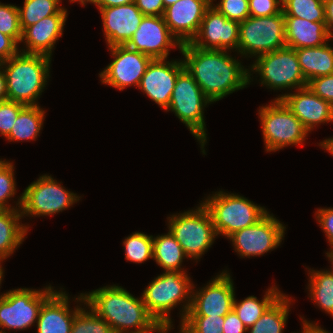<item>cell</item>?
I'll list each match as a JSON object with an SVG mask.
<instances>
[{
    "instance_id": "cell-1",
    "label": "cell",
    "mask_w": 333,
    "mask_h": 333,
    "mask_svg": "<svg viewBox=\"0 0 333 333\" xmlns=\"http://www.w3.org/2000/svg\"><path fill=\"white\" fill-rule=\"evenodd\" d=\"M180 51L185 57L184 68L212 102L249 84L251 74L248 69H244L226 50L201 49L186 43Z\"/></svg>"
},
{
    "instance_id": "cell-2",
    "label": "cell",
    "mask_w": 333,
    "mask_h": 333,
    "mask_svg": "<svg viewBox=\"0 0 333 333\" xmlns=\"http://www.w3.org/2000/svg\"><path fill=\"white\" fill-rule=\"evenodd\" d=\"M88 304L97 315L105 319L114 333H150L158 331L167 333L168 328L160 325L148 312L142 297L135 298L120 286H107L82 294L77 298Z\"/></svg>"
},
{
    "instance_id": "cell-3",
    "label": "cell",
    "mask_w": 333,
    "mask_h": 333,
    "mask_svg": "<svg viewBox=\"0 0 333 333\" xmlns=\"http://www.w3.org/2000/svg\"><path fill=\"white\" fill-rule=\"evenodd\" d=\"M51 58L41 54L20 51L0 65L5 69L9 101L37 105L36 99L47 84ZM7 65V66H6ZM6 66V67H5Z\"/></svg>"
},
{
    "instance_id": "cell-4",
    "label": "cell",
    "mask_w": 333,
    "mask_h": 333,
    "mask_svg": "<svg viewBox=\"0 0 333 333\" xmlns=\"http://www.w3.org/2000/svg\"><path fill=\"white\" fill-rule=\"evenodd\" d=\"M190 277L183 271H165L156 277L143 291L142 300L148 312L162 326L171 329L169 311L176 307L178 302L189 299L183 305L182 321H184L192 303V287ZM189 295V296H188Z\"/></svg>"
},
{
    "instance_id": "cell-5",
    "label": "cell",
    "mask_w": 333,
    "mask_h": 333,
    "mask_svg": "<svg viewBox=\"0 0 333 333\" xmlns=\"http://www.w3.org/2000/svg\"><path fill=\"white\" fill-rule=\"evenodd\" d=\"M209 211L217 234L227 238L233 233L256 224L268 212L248 199L222 191L202 203Z\"/></svg>"
},
{
    "instance_id": "cell-6",
    "label": "cell",
    "mask_w": 333,
    "mask_h": 333,
    "mask_svg": "<svg viewBox=\"0 0 333 333\" xmlns=\"http://www.w3.org/2000/svg\"><path fill=\"white\" fill-rule=\"evenodd\" d=\"M212 101L202 92L194 78L184 69L177 77L166 110L175 112L176 116L189 128L190 132L200 141L205 154L206 130L203 108Z\"/></svg>"
},
{
    "instance_id": "cell-7",
    "label": "cell",
    "mask_w": 333,
    "mask_h": 333,
    "mask_svg": "<svg viewBox=\"0 0 333 333\" xmlns=\"http://www.w3.org/2000/svg\"><path fill=\"white\" fill-rule=\"evenodd\" d=\"M169 231L181 245L185 256L199 259L218 236L211 215L201 203L200 207L169 217Z\"/></svg>"
},
{
    "instance_id": "cell-8",
    "label": "cell",
    "mask_w": 333,
    "mask_h": 333,
    "mask_svg": "<svg viewBox=\"0 0 333 333\" xmlns=\"http://www.w3.org/2000/svg\"><path fill=\"white\" fill-rule=\"evenodd\" d=\"M286 47L283 11L264 17L249 16L239 22L238 52L257 57Z\"/></svg>"
},
{
    "instance_id": "cell-9",
    "label": "cell",
    "mask_w": 333,
    "mask_h": 333,
    "mask_svg": "<svg viewBox=\"0 0 333 333\" xmlns=\"http://www.w3.org/2000/svg\"><path fill=\"white\" fill-rule=\"evenodd\" d=\"M266 151L302 143L308 130L281 99L259 110Z\"/></svg>"
},
{
    "instance_id": "cell-10",
    "label": "cell",
    "mask_w": 333,
    "mask_h": 333,
    "mask_svg": "<svg viewBox=\"0 0 333 333\" xmlns=\"http://www.w3.org/2000/svg\"><path fill=\"white\" fill-rule=\"evenodd\" d=\"M251 70L259 73L261 84L275 90L307 86L296 51L289 47L258 56Z\"/></svg>"
},
{
    "instance_id": "cell-11",
    "label": "cell",
    "mask_w": 333,
    "mask_h": 333,
    "mask_svg": "<svg viewBox=\"0 0 333 333\" xmlns=\"http://www.w3.org/2000/svg\"><path fill=\"white\" fill-rule=\"evenodd\" d=\"M51 286L45 290L26 288L10 290L0 297V327L23 330L37 322L44 301L53 293ZM0 333H6L0 330Z\"/></svg>"
},
{
    "instance_id": "cell-12",
    "label": "cell",
    "mask_w": 333,
    "mask_h": 333,
    "mask_svg": "<svg viewBox=\"0 0 333 333\" xmlns=\"http://www.w3.org/2000/svg\"><path fill=\"white\" fill-rule=\"evenodd\" d=\"M76 194L67 191L51 176H40L22 193L17 205L21 215L46 216L67 209L80 200Z\"/></svg>"
},
{
    "instance_id": "cell-13",
    "label": "cell",
    "mask_w": 333,
    "mask_h": 333,
    "mask_svg": "<svg viewBox=\"0 0 333 333\" xmlns=\"http://www.w3.org/2000/svg\"><path fill=\"white\" fill-rule=\"evenodd\" d=\"M285 226L267 213L256 224L239 230L228 238L241 257L259 256L279 246Z\"/></svg>"
},
{
    "instance_id": "cell-14",
    "label": "cell",
    "mask_w": 333,
    "mask_h": 333,
    "mask_svg": "<svg viewBox=\"0 0 333 333\" xmlns=\"http://www.w3.org/2000/svg\"><path fill=\"white\" fill-rule=\"evenodd\" d=\"M114 60L99 75L102 83L123 90L127 86L139 87L141 78L153 60L144 53L132 50L126 45L109 47Z\"/></svg>"
},
{
    "instance_id": "cell-15",
    "label": "cell",
    "mask_w": 333,
    "mask_h": 333,
    "mask_svg": "<svg viewBox=\"0 0 333 333\" xmlns=\"http://www.w3.org/2000/svg\"><path fill=\"white\" fill-rule=\"evenodd\" d=\"M174 39V40H173ZM181 48V44L171 34L163 16L145 15L138 29L126 46L144 53L152 59H167L169 48Z\"/></svg>"
},
{
    "instance_id": "cell-16",
    "label": "cell",
    "mask_w": 333,
    "mask_h": 333,
    "mask_svg": "<svg viewBox=\"0 0 333 333\" xmlns=\"http://www.w3.org/2000/svg\"><path fill=\"white\" fill-rule=\"evenodd\" d=\"M190 43L201 49L237 50L239 22L228 19L211 5L204 14L197 35Z\"/></svg>"
},
{
    "instance_id": "cell-17",
    "label": "cell",
    "mask_w": 333,
    "mask_h": 333,
    "mask_svg": "<svg viewBox=\"0 0 333 333\" xmlns=\"http://www.w3.org/2000/svg\"><path fill=\"white\" fill-rule=\"evenodd\" d=\"M230 275L222 272L195 294L187 316H225L233 310L235 293Z\"/></svg>"
},
{
    "instance_id": "cell-18",
    "label": "cell",
    "mask_w": 333,
    "mask_h": 333,
    "mask_svg": "<svg viewBox=\"0 0 333 333\" xmlns=\"http://www.w3.org/2000/svg\"><path fill=\"white\" fill-rule=\"evenodd\" d=\"M212 2L213 0H179L165 8L164 21L181 45L190 43L195 38Z\"/></svg>"
},
{
    "instance_id": "cell-19",
    "label": "cell",
    "mask_w": 333,
    "mask_h": 333,
    "mask_svg": "<svg viewBox=\"0 0 333 333\" xmlns=\"http://www.w3.org/2000/svg\"><path fill=\"white\" fill-rule=\"evenodd\" d=\"M184 69L183 61L166 62V59H153L141 78L139 88L166 110L177 77Z\"/></svg>"
},
{
    "instance_id": "cell-20",
    "label": "cell",
    "mask_w": 333,
    "mask_h": 333,
    "mask_svg": "<svg viewBox=\"0 0 333 333\" xmlns=\"http://www.w3.org/2000/svg\"><path fill=\"white\" fill-rule=\"evenodd\" d=\"M108 46L126 45L145 16L135 2L99 8Z\"/></svg>"
},
{
    "instance_id": "cell-21",
    "label": "cell",
    "mask_w": 333,
    "mask_h": 333,
    "mask_svg": "<svg viewBox=\"0 0 333 333\" xmlns=\"http://www.w3.org/2000/svg\"><path fill=\"white\" fill-rule=\"evenodd\" d=\"M276 99H281L308 131L319 123L333 122V106L307 86L298 89L297 93L285 94Z\"/></svg>"
},
{
    "instance_id": "cell-22",
    "label": "cell",
    "mask_w": 333,
    "mask_h": 333,
    "mask_svg": "<svg viewBox=\"0 0 333 333\" xmlns=\"http://www.w3.org/2000/svg\"><path fill=\"white\" fill-rule=\"evenodd\" d=\"M65 292H54L44 301L37 319V333H71L75 314L81 309L69 310Z\"/></svg>"
},
{
    "instance_id": "cell-23",
    "label": "cell",
    "mask_w": 333,
    "mask_h": 333,
    "mask_svg": "<svg viewBox=\"0 0 333 333\" xmlns=\"http://www.w3.org/2000/svg\"><path fill=\"white\" fill-rule=\"evenodd\" d=\"M67 15H51L26 27L22 31L21 42L25 40L23 53L41 54L51 57L56 40L62 36Z\"/></svg>"
},
{
    "instance_id": "cell-24",
    "label": "cell",
    "mask_w": 333,
    "mask_h": 333,
    "mask_svg": "<svg viewBox=\"0 0 333 333\" xmlns=\"http://www.w3.org/2000/svg\"><path fill=\"white\" fill-rule=\"evenodd\" d=\"M326 22H312L299 17H285L286 47L300 49L327 43Z\"/></svg>"
},
{
    "instance_id": "cell-25",
    "label": "cell",
    "mask_w": 333,
    "mask_h": 333,
    "mask_svg": "<svg viewBox=\"0 0 333 333\" xmlns=\"http://www.w3.org/2000/svg\"><path fill=\"white\" fill-rule=\"evenodd\" d=\"M325 43L319 47L295 49L305 80L333 73V47Z\"/></svg>"
},
{
    "instance_id": "cell-26",
    "label": "cell",
    "mask_w": 333,
    "mask_h": 333,
    "mask_svg": "<svg viewBox=\"0 0 333 333\" xmlns=\"http://www.w3.org/2000/svg\"><path fill=\"white\" fill-rule=\"evenodd\" d=\"M20 209H0V261L10 256L22 244L27 226L19 223Z\"/></svg>"
},
{
    "instance_id": "cell-27",
    "label": "cell",
    "mask_w": 333,
    "mask_h": 333,
    "mask_svg": "<svg viewBox=\"0 0 333 333\" xmlns=\"http://www.w3.org/2000/svg\"><path fill=\"white\" fill-rule=\"evenodd\" d=\"M185 257L181 245L170 231L153 238V259L165 271H181L180 266Z\"/></svg>"
},
{
    "instance_id": "cell-28",
    "label": "cell",
    "mask_w": 333,
    "mask_h": 333,
    "mask_svg": "<svg viewBox=\"0 0 333 333\" xmlns=\"http://www.w3.org/2000/svg\"><path fill=\"white\" fill-rule=\"evenodd\" d=\"M44 113L38 105H26L19 112L6 138L9 141L35 140L42 128Z\"/></svg>"
},
{
    "instance_id": "cell-29",
    "label": "cell",
    "mask_w": 333,
    "mask_h": 333,
    "mask_svg": "<svg viewBox=\"0 0 333 333\" xmlns=\"http://www.w3.org/2000/svg\"><path fill=\"white\" fill-rule=\"evenodd\" d=\"M288 296L281 294L247 330L250 333H282L289 313Z\"/></svg>"
},
{
    "instance_id": "cell-30",
    "label": "cell",
    "mask_w": 333,
    "mask_h": 333,
    "mask_svg": "<svg viewBox=\"0 0 333 333\" xmlns=\"http://www.w3.org/2000/svg\"><path fill=\"white\" fill-rule=\"evenodd\" d=\"M277 287H271L266 292L264 298L259 301L254 296H249L241 302L234 299L233 310L238 318L243 322L244 326L250 328L267 310V308L281 295Z\"/></svg>"
},
{
    "instance_id": "cell-31",
    "label": "cell",
    "mask_w": 333,
    "mask_h": 333,
    "mask_svg": "<svg viewBox=\"0 0 333 333\" xmlns=\"http://www.w3.org/2000/svg\"><path fill=\"white\" fill-rule=\"evenodd\" d=\"M60 0H24V6L18 7L22 31L45 17L67 15V10L59 6Z\"/></svg>"
},
{
    "instance_id": "cell-32",
    "label": "cell",
    "mask_w": 333,
    "mask_h": 333,
    "mask_svg": "<svg viewBox=\"0 0 333 333\" xmlns=\"http://www.w3.org/2000/svg\"><path fill=\"white\" fill-rule=\"evenodd\" d=\"M310 294L315 304L333 316V274L329 271H310Z\"/></svg>"
},
{
    "instance_id": "cell-33",
    "label": "cell",
    "mask_w": 333,
    "mask_h": 333,
    "mask_svg": "<svg viewBox=\"0 0 333 333\" xmlns=\"http://www.w3.org/2000/svg\"><path fill=\"white\" fill-rule=\"evenodd\" d=\"M281 6L284 17L325 22V6L322 0H282Z\"/></svg>"
},
{
    "instance_id": "cell-34",
    "label": "cell",
    "mask_w": 333,
    "mask_h": 333,
    "mask_svg": "<svg viewBox=\"0 0 333 333\" xmlns=\"http://www.w3.org/2000/svg\"><path fill=\"white\" fill-rule=\"evenodd\" d=\"M126 260L143 263L153 258V236L135 232L123 241Z\"/></svg>"
},
{
    "instance_id": "cell-35",
    "label": "cell",
    "mask_w": 333,
    "mask_h": 333,
    "mask_svg": "<svg viewBox=\"0 0 333 333\" xmlns=\"http://www.w3.org/2000/svg\"><path fill=\"white\" fill-rule=\"evenodd\" d=\"M81 308L74 317L71 333H114L109 323L97 315L92 309L91 312Z\"/></svg>"
},
{
    "instance_id": "cell-36",
    "label": "cell",
    "mask_w": 333,
    "mask_h": 333,
    "mask_svg": "<svg viewBox=\"0 0 333 333\" xmlns=\"http://www.w3.org/2000/svg\"><path fill=\"white\" fill-rule=\"evenodd\" d=\"M224 316H186L180 333H223Z\"/></svg>"
},
{
    "instance_id": "cell-37",
    "label": "cell",
    "mask_w": 333,
    "mask_h": 333,
    "mask_svg": "<svg viewBox=\"0 0 333 333\" xmlns=\"http://www.w3.org/2000/svg\"><path fill=\"white\" fill-rule=\"evenodd\" d=\"M0 32L11 37L17 44L21 42L22 29L17 6L0 3Z\"/></svg>"
},
{
    "instance_id": "cell-38",
    "label": "cell",
    "mask_w": 333,
    "mask_h": 333,
    "mask_svg": "<svg viewBox=\"0 0 333 333\" xmlns=\"http://www.w3.org/2000/svg\"><path fill=\"white\" fill-rule=\"evenodd\" d=\"M13 170L12 163L0 160V209H17L6 204L16 193Z\"/></svg>"
},
{
    "instance_id": "cell-39",
    "label": "cell",
    "mask_w": 333,
    "mask_h": 333,
    "mask_svg": "<svg viewBox=\"0 0 333 333\" xmlns=\"http://www.w3.org/2000/svg\"><path fill=\"white\" fill-rule=\"evenodd\" d=\"M216 5L214 7L230 20L242 22L250 16L249 0H221Z\"/></svg>"
},
{
    "instance_id": "cell-40",
    "label": "cell",
    "mask_w": 333,
    "mask_h": 333,
    "mask_svg": "<svg viewBox=\"0 0 333 333\" xmlns=\"http://www.w3.org/2000/svg\"><path fill=\"white\" fill-rule=\"evenodd\" d=\"M25 104L14 101L0 102V134L7 137L13 127V124L19 112L25 107Z\"/></svg>"
},
{
    "instance_id": "cell-41",
    "label": "cell",
    "mask_w": 333,
    "mask_h": 333,
    "mask_svg": "<svg viewBox=\"0 0 333 333\" xmlns=\"http://www.w3.org/2000/svg\"><path fill=\"white\" fill-rule=\"evenodd\" d=\"M307 87L333 106V73L309 80Z\"/></svg>"
},
{
    "instance_id": "cell-42",
    "label": "cell",
    "mask_w": 333,
    "mask_h": 333,
    "mask_svg": "<svg viewBox=\"0 0 333 333\" xmlns=\"http://www.w3.org/2000/svg\"><path fill=\"white\" fill-rule=\"evenodd\" d=\"M282 0H249V14L252 17L276 15L282 11Z\"/></svg>"
},
{
    "instance_id": "cell-43",
    "label": "cell",
    "mask_w": 333,
    "mask_h": 333,
    "mask_svg": "<svg viewBox=\"0 0 333 333\" xmlns=\"http://www.w3.org/2000/svg\"><path fill=\"white\" fill-rule=\"evenodd\" d=\"M317 221L326 233L330 245H333V208L319 209L316 212Z\"/></svg>"
},
{
    "instance_id": "cell-44",
    "label": "cell",
    "mask_w": 333,
    "mask_h": 333,
    "mask_svg": "<svg viewBox=\"0 0 333 333\" xmlns=\"http://www.w3.org/2000/svg\"><path fill=\"white\" fill-rule=\"evenodd\" d=\"M136 6L144 15L163 16V0H135Z\"/></svg>"
},
{
    "instance_id": "cell-45",
    "label": "cell",
    "mask_w": 333,
    "mask_h": 333,
    "mask_svg": "<svg viewBox=\"0 0 333 333\" xmlns=\"http://www.w3.org/2000/svg\"><path fill=\"white\" fill-rule=\"evenodd\" d=\"M246 331L247 328L234 310L224 316L223 333H244Z\"/></svg>"
},
{
    "instance_id": "cell-46",
    "label": "cell",
    "mask_w": 333,
    "mask_h": 333,
    "mask_svg": "<svg viewBox=\"0 0 333 333\" xmlns=\"http://www.w3.org/2000/svg\"><path fill=\"white\" fill-rule=\"evenodd\" d=\"M18 51L17 43L11 37L0 32V62L8 60Z\"/></svg>"
},
{
    "instance_id": "cell-47",
    "label": "cell",
    "mask_w": 333,
    "mask_h": 333,
    "mask_svg": "<svg viewBox=\"0 0 333 333\" xmlns=\"http://www.w3.org/2000/svg\"><path fill=\"white\" fill-rule=\"evenodd\" d=\"M325 6V22L328 31H333V0L324 1Z\"/></svg>"
},
{
    "instance_id": "cell-48",
    "label": "cell",
    "mask_w": 333,
    "mask_h": 333,
    "mask_svg": "<svg viewBox=\"0 0 333 333\" xmlns=\"http://www.w3.org/2000/svg\"><path fill=\"white\" fill-rule=\"evenodd\" d=\"M135 2V0H96L95 4L98 8L113 7L119 5H126Z\"/></svg>"
},
{
    "instance_id": "cell-49",
    "label": "cell",
    "mask_w": 333,
    "mask_h": 333,
    "mask_svg": "<svg viewBox=\"0 0 333 333\" xmlns=\"http://www.w3.org/2000/svg\"><path fill=\"white\" fill-rule=\"evenodd\" d=\"M3 67L0 65V102L8 100L7 97V87H6V76L4 70L1 71Z\"/></svg>"
},
{
    "instance_id": "cell-50",
    "label": "cell",
    "mask_w": 333,
    "mask_h": 333,
    "mask_svg": "<svg viewBox=\"0 0 333 333\" xmlns=\"http://www.w3.org/2000/svg\"><path fill=\"white\" fill-rule=\"evenodd\" d=\"M320 146L333 155V138L326 139L320 143Z\"/></svg>"
},
{
    "instance_id": "cell-51",
    "label": "cell",
    "mask_w": 333,
    "mask_h": 333,
    "mask_svg": "<svg viewBox=\"0 0 333 333\" xmlns=\"http://www.w3.org/2000/svg\"><path fill=\"white\" fill-rule=\"evenodd\" d=\"M303 325L306 326V325H315V333H330L326 330H323L322 328H320L319 326H317V324H313V323H310L306 320H303Z\"/></svg>"
},
{
    "instance_id": "cell-52",
    "label": "cell",
    "mask_w": 333,
    "mask_h": 333,
    "mask_svg": "<svg viewBox=\"0 0 333 333\" xmlns=\"http://www.w3.org/2000/svg\"><path fill=\"white\" fill-rule=\"evenodd\" d=\"M303 332L302 333H315V325H303Z\"/></svg>"
},
{
    "instance_id": "cell-53",
    "label": "cell",
    "mask_w": 333,
    "mask_h": 333,
    "mask_svg": "<svg viewBox=\"0 0 333 333\" xmlns=\"http://www.w3.org/2000/svg\"><path fill=\"white\" fill-rule=\"evenodd\" d=\"M177 1H179V0H163L164 8L173 5Z\"/></svg>"
},
{
    "instance_id": "cell-54",
    "label": "cell",
    "mask_w": 333,
    "mask_h": 333,
    "mask_svg": "<svg viewBox=\"0 0 333 333\" xmlns=\"http://www.w3.org/2000/svg\"><path fill=\"white\" fill-rule=\"evenodd\" d=\"M327 254V257L329 258V259H331L330 261H332V264H333V245H332V250H331V252H327L326 253ZM333 269V268H332ZM331 274H333V270H331V271H329Z\"/></svg>"
},
{
    "instance_id": "cell-55",
    "label": "cell",
    "mask_w": 333,
    "mask_h": 333,
    "mask_svg": "<svg viewBox=\"0 0 333 333\" xmlns=\"http://www.w3.org/2000/svg\"><path fill=\"white\" fill-rule=\"evenodd\" d=\"M71 2H73V1H79V2H81V4L82 5H85L86 4V2H90V3H94L95 4V1L96 0H70Z\"/></svg>"
},
{
    "instance_id": "cell-56",
    "label": "cell",
    "mask_w": 333,
    "mask_h": 333,
    "mask_svg": "<svg viewBox=\"0 0 333 333\" xmlns=\"http://www.w3.org/2000/svg\"><path fill=\"white\" fill-rule=\"evenodd\" d=\"M333 40V32L332 31H328V34H327V41L328 40Z\"/></svg>"
},
{
    "instance_id": "cell-57",
    "label": "cell",
    "mask_w": 333,
    "mask_h": 333,
    "mask_svg": "<svg viewBox=\"0 0 333 333\" xmlns=\"http://www.w3.org/2000/svg\"><path fill=\"white\" fill-rule=\"evenodd\" d=\"M0 264H1V262H0ZM2 277H3V269H2V267L0 265V284H1Z\"/></svg>"
}]
</instances>
